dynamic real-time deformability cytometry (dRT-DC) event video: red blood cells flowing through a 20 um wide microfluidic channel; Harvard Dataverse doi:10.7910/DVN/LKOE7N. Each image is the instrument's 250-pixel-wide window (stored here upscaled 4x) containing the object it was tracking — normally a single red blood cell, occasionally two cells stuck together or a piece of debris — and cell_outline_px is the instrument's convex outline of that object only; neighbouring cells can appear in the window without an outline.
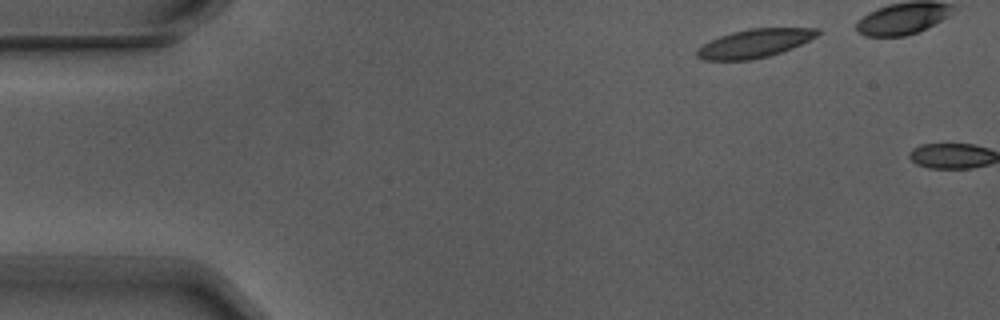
{"species": "Egyptian fruit bat (a non-hibernating species)", "species_latin": "Rousettus aegyptiacus", "temperature_condition": "warm", "stored_images_in_passage": 2, "camera_frame_rate_fps": 3000, "um_per_image_px": 0.085, "animal": {"sex": "male"}, "frame": {"image": 1, "passage_image": 1, "time_ms": 0.0, "image_size_px": [1000, 320], "cell_outline_px": [[824, 32], [792, 48], [768, 56], [752, 60], [704, 60], [696, 56], [696, 48], [720, 36], [732, 32], [748, 28], [820, 28]], "centroid_in_image_um": [64.15, 3.68], "position_along_channel_um": 20.8, "area_um2": 20.0}}